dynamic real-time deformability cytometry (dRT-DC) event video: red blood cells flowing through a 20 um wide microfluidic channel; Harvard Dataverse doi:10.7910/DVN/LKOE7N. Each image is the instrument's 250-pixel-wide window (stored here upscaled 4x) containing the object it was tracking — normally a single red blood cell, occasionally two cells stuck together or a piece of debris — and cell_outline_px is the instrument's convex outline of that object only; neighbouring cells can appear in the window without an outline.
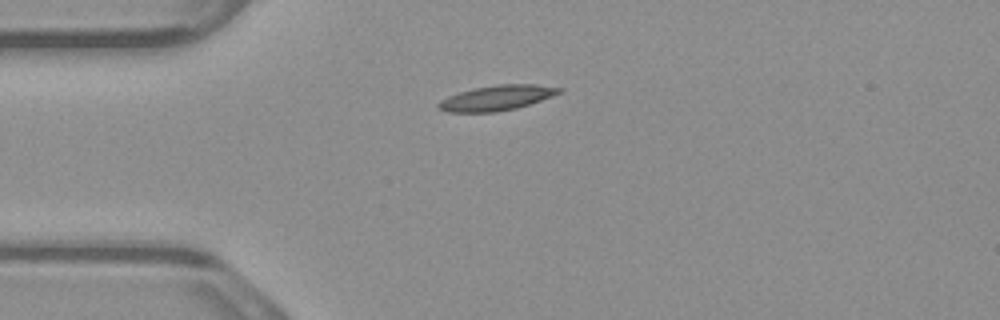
{"species": "common noctule bat (a hibernating species)", "species_latin": "Nyctalus noctula", "temperature_condition": "warm", "stored_images_in_passage": 41, "camera_frame_rate_fps": 3000, "um_per_image_px": 0.085, "animal": {"sex": "male", "body_mass_g": 23.1, "forearm_length_mm": 52.7}, "frame": {"image": 1, "passage_image": 1, "time_ms": 0.0, "image_size_px": [1000, 320], "cell_outline_px": [[564, 92], [516, 108], [496, 112], [448, 112], [436, 108], [436, 104], [440, 100], [448, 96], [460, 92], [476, 88], [496, 84], [536, 84], [564, 88]], "centroid_in_image_um": [42.22, 8.31], "position_along_channel_um": 42.8, "area_um2": 17.69}}
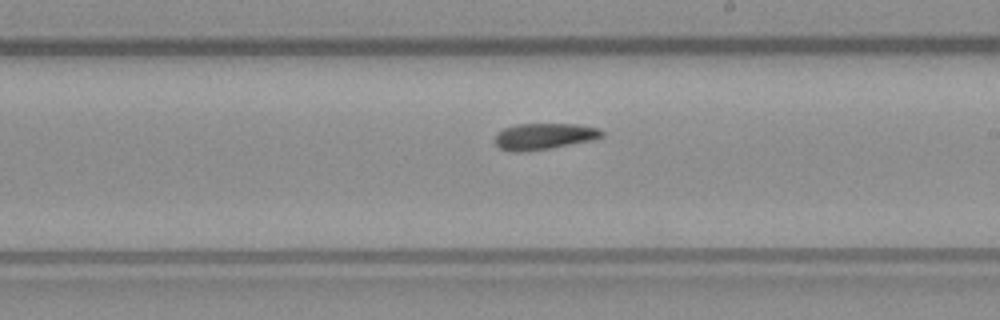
{"frame": {"image": 2, "passage_image": 18, "time_ms": 5.667, "image_size_px": [1000, 320], "cell_outline_px": [[604, 136], [592, 140], [552, 148], [528, 152], [512, 152], [500, 148], [496, 144], [496, 136], [504, 128], [516, 124], [576, 124], [600, 128], [604, 132]], "centroid_in_image_um": [46.28, 11.59], "position_along_channel_um": 242.7, "area_um2": 16.47}}
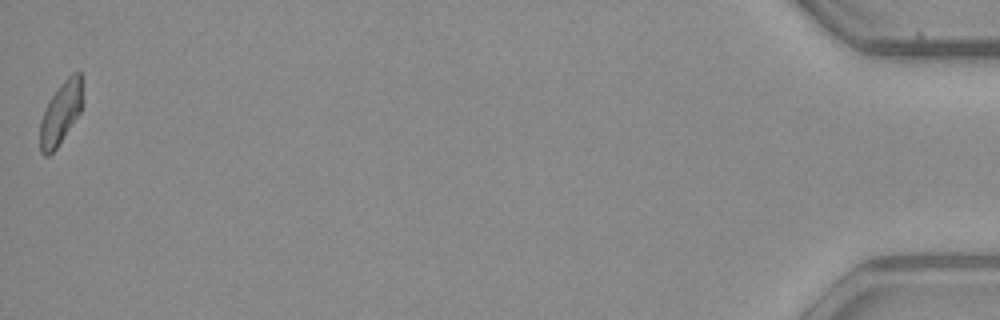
{"frame": {"image": 3, "passage_image": 41, "time_ms": 13.333, "image_size_px": [1000, 320], "cell_outline_px": [[80, 112], [56, 148], [48, 156], [44, 156], [40, 152], [40, 120], [52, 96], [60, 84], [72, 72], [80, 68]], "centroid_in_image_um": [5.13, 9.63], "position_along_channel_um": 430.1, "area_um2": 14.91}}